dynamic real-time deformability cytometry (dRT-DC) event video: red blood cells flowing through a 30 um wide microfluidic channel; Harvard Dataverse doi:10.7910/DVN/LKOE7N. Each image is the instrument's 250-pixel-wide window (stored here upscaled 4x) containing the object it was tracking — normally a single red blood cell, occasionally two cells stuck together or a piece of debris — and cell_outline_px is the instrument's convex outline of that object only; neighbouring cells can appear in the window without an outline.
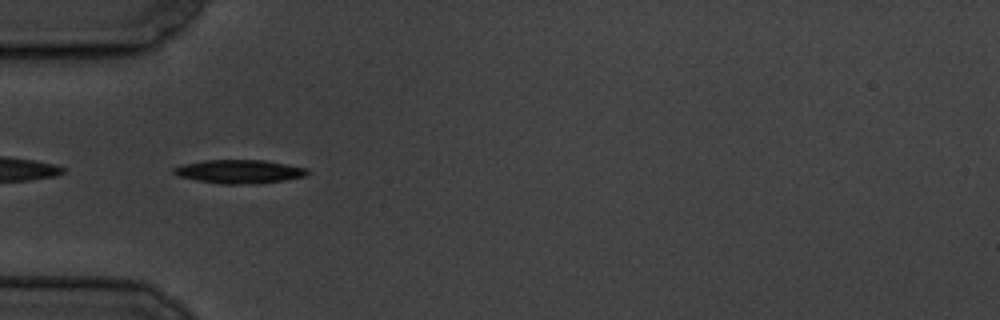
{"species": "common noctule bat (a hibernating species)", "species_latin": "Nyctalus noctula", "temperature_condition": "cold", "stored_images_in_passage": 41, "camera_frame_rate_fps": 3000, "um_per_image_px": 0.085, "animal": {"sex": "male", "body_mass_g": 19.5, "forearm_length_mm": 54.6}, "frame": {"image": 1, "passage_image": 2, "time_ms": 0.333, "image_size_px": [1000, 320], "cell_outline_px": [[308, 176], [284, 180], [252, 184], [220, 184], [196, 180], [176, 176], [172, 172], [172, 168], [184, 164], [204, 160], [264, 160], [308, 168]], "centroid_in_image_um": [20.32, 14.58], "position_along_channel_um": 64.7, "area_um2": 18.5}}
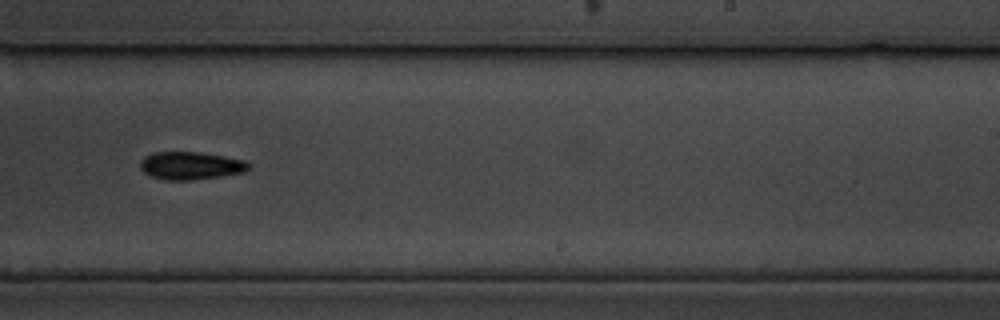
{"frame": {"image": 2, "passage_image": 20, "time_ms": 6.333, "image_size_px": [1000, 320], "cell_outline_px": [[252, 164], [244, 172], [220, 176], [192, 180], [168, 180], [152, 176], [144, 172], [140, 168], [140, 164], [144, 156], [152, 152], [200, 152], [224, 156], [244, 160]], "centroid_in_image_um": [16.21, 14.07], "position_along_channel_um": 272.8, "area_um2": 17.51}}
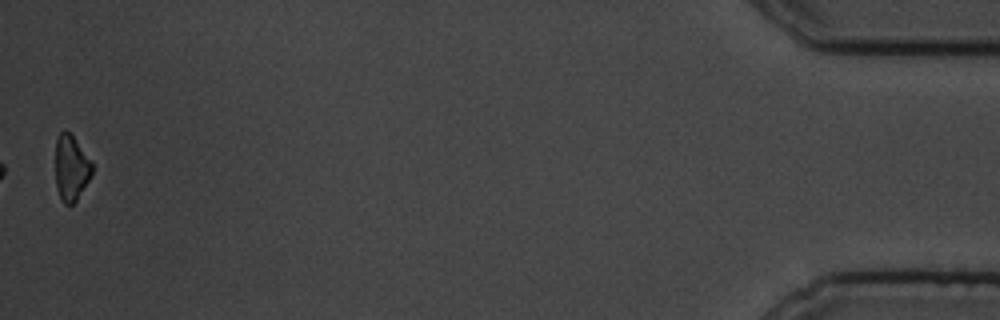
{"frame": {"image": 3, "passage_image": 41, "time_ms": 13.333, "image_size_px": [1000, 320], "cell_outline_px": [[92, 172], [88, 180], [76, 200], [72, 204], [64, 204], [56, 188], [56, 140], [60, 132], [64, 128], [72, 132], [92, 160]], "centroid_in_image_um": [6.05, 14.18], "position_along_channel_um": 429.1, "area_um2": 14.22}, "authors_computed_cell_mechanics": {"area_um2": 17.1666, "velocity_mm_per_s": 3.4902, "shape_relaxation_time_tau1_ms": 1.9252, "shape_relaxation_time_tau2_ms": null, "deformation_change_tau1": 0.1389, "deformation_change_tau2": null}}